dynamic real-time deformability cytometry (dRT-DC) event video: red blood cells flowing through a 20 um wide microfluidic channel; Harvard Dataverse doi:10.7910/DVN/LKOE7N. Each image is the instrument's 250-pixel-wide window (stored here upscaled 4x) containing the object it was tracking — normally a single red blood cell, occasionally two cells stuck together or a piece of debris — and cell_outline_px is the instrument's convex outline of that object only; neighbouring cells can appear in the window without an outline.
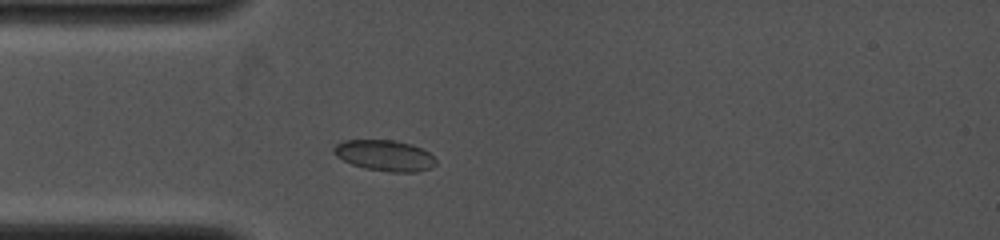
{"species": "common noctule bat (a hibernating species)", "species_latin": "Nyctalus noctula", "temperature_condition": "cold", "stored_images_in_passage": 16, "camera_frame_rate_fps": 4000, "um_per_image_px": 0.085, "animal": {"sex": "female", "body_mass_g": 19.0, "forearm_length_mm": 53.3}, "frame": {"image": 1, "passage_image": 5, "time_ms": 1.75, "image_size_px": [1000, 240], "cell_outline_px": [[436, 164], [432, 168], [416, 172], [388, 172], [364, 168], [352, 164], [336, 156], [332, 152], [332, 148], [336, 144], [344, 140], [396, 140], [412, 144], [428, 152], [436, 160]], "centroid_in_image_um": [32.69, 13.22], "position_along_channel_um": 52.3, "area_um2": 18.5}}
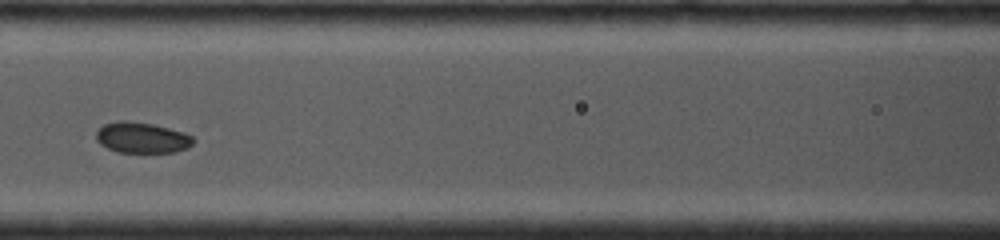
{"frame": {"image": 2, "passage_image": 10, "time_ms": 4.25, "image_size_px": [1000, 240], "cell_outline_px": [[196, 140], [188, 148], [176, 152], [116, 152], [100, 144], [96, 140], [96, 132], [104, 124], [120, 120], [124, 120], [152, 124], [168, 128], [192, 136]], "centroid_in_image_um": [12.05, 11.71], "position_along_channel_um": 154.5, "area_um2": 17.34}}
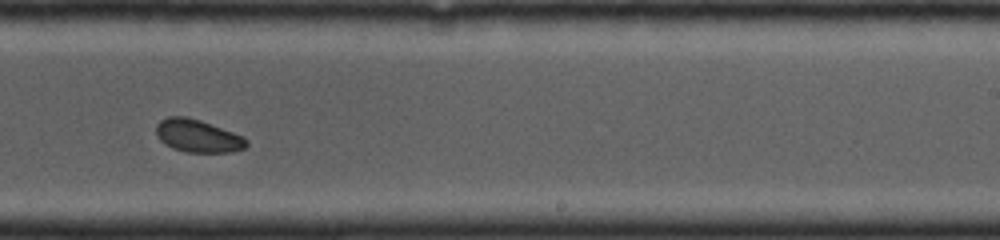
{"frame": {"image": 3, "passage_image": 16, "time_ms": 7.0, "image_size_px": [1000, 240], "cell_outline_px": [[248, 144], [244, 148], [232, 152], [184, 152], [172, 148], [164, 144], [156, 136], [156, 124], [160, 120], [168, 116], [188, 116], [200, 120], [244, 136], [248, 140]], "centroid_in_image_um": [16.79, 11.55], "position_along_channel_um": 272.2, "area_um2": 17.46}}